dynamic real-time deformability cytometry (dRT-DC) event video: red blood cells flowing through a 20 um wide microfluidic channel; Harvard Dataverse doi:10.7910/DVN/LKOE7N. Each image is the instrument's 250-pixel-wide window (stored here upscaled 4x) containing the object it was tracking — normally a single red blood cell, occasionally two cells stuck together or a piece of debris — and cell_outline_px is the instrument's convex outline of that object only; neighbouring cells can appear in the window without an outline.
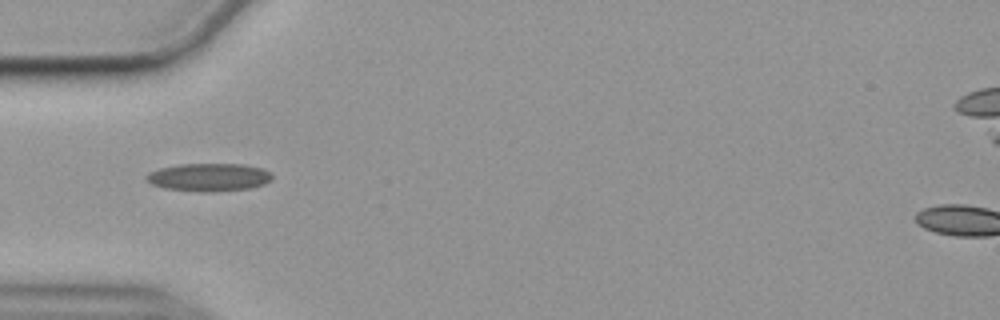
{"species": "common noctule bat (a hibernating species)", "species_latin": "Nyctalus noctula", "temperature_condition": "cold", "stored_images_in_passage": 40, "camera_frame_rate_fps": 3000, "um_per_image_px": 0.085, "animal": {"sex": "female", "body_mass_g": 19.9}, "frame": {"image": 1, "passage_image": 1, "time_ms": 0.0, "image_size_px": [1000, 320], "cell_outline_px": [[272, 180], [264, 184], [248, 188], [208, 192], [200, 192], [164, 188], [152, 184], [144, 180], [144, 176], [148, 172], [160, 168], [180, 164], [244, 164], [264, 168], [272, 176]], "centroid_in_image_um": [17.72, 15.06], "position_along_channel_um": 67.3, "area_um2": 20.58}}
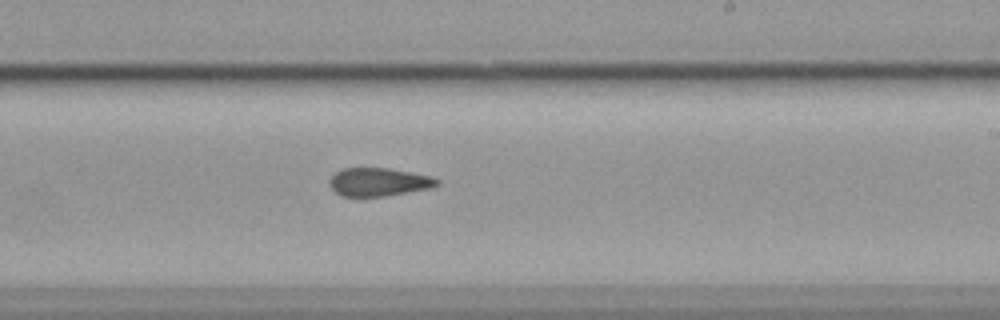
{"frame": {"image": 2, "passage_image": 17, "time_ms": 5.333, "image_size_px": [1000, 320], "cell_outline_px": [[440, 184], [428, 188], [384, 196], [340, 196], [328, 184], [328, 180], [340, 168], [388, 168], [432, 176], [440, 180]], "centroid_in_image_um": [32.16, 15.46], "position_along_channel_um": 256.8, "area_um2": 17.63}}
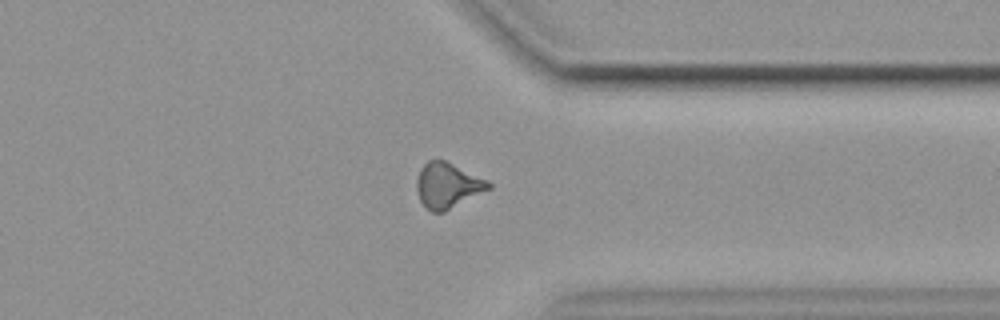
{"frame": {"image": 3, "passage_image": 27, "time_ms": 8.667, "image_size_px": [1000, 320], "cell_outline_px": [[492, 188], [444, 212], [432, 212], [424, 208], [420, 200], [416, 188], [416, 180], [420, 168], [428, 160], [444, 160], [488, 180], [492, 184]], "centroid_in_image_um": [38.04, 15.78], "position_along_channel_um": 373.4, "area_um2": 19.07}, "authors_computed_cell_mechanics": {"area_um2": 18.3515, "velocity_mm_per_s": 3.5695, "shape_relaxation_time_tau1_ms": null, "shape_relaxation_time_tau2_ms": 4.9886, "deformation_change_tau1": null, "deformation_change_tau2": 0.1216}}